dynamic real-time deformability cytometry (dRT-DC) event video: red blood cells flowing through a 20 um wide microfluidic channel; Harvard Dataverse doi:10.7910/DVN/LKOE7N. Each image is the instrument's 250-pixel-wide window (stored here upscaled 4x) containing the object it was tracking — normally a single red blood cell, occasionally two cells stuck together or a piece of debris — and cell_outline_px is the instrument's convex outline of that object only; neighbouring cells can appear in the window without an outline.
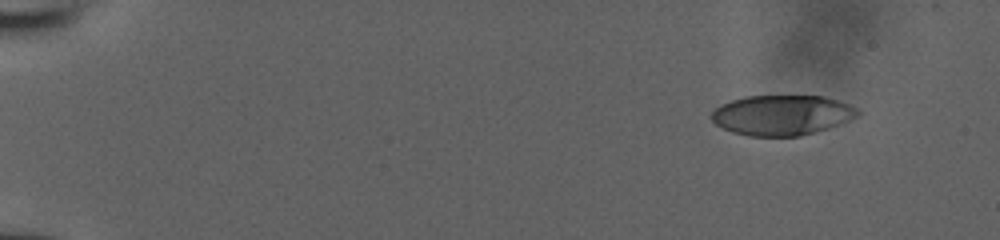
{"species": "human", "species_latin": "Homo sapiens", "temperature_condition": "room temperature", "stored_images_in_passage": 48, "camera_frame_rate_fps": 3000, "um_per_image_px": 0.085, "donor": {"sex": "male"}, "frame": {"image": 1, "passage_image": 1, "time_ms": 0.0, "image_size_px": [1000, 240], "cell_outline_px": [[860, 112], [856, 116], [840, 124], [828, 128], [800, 136], [748, 136], [732, 132], [716, 124], [712, 120], [712, 112], [720, 104], [744, 96], [824, 96], [848, 104], [856, 108]], "centroid_in_image_um": [66.44, 9.78], "position_along_channel_um": 18.6, "area_um2": 33.99}}
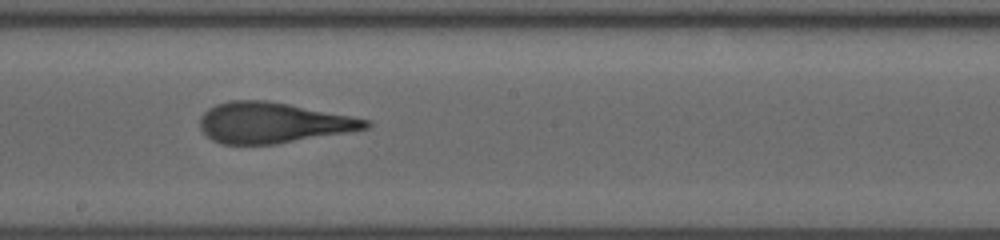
{"frame": {"image": 2, "passage_image": 27, "time_ms": 8.667, "image_size_px": [1000, 240], "cell_outline_px": [[372, 124], [368, 128], [352, 132], [276, 144], [220, 144], [212, 140], [200, 128], [200, 116], [208, 108], [216, 104], [228, 100], [268, 100], [352, 116], [372, 120]], "centroid_in_image_um": [23.22, 10.43], "position_along_channel_um": 225.0, "area_um2": 39.59}}
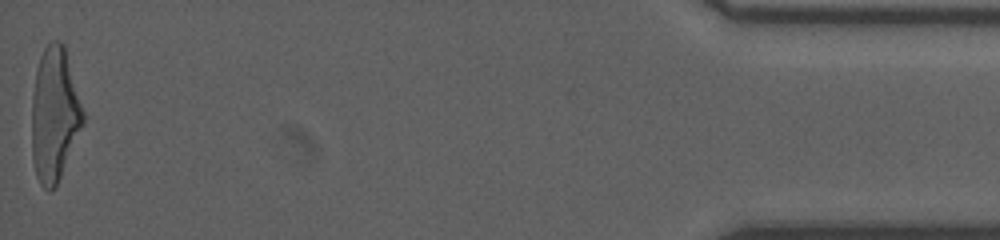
{"frame": {"image": 3, "passage_image": 48, "time_ms": 15.667, "image_size_px": [1000, 240], "cell_outline_px": [[84, 124], [60, 176], [56, 184], [48, 192], [40, 184], [36, 176], [32, 160], [32, 96], [36, 68], [40, 56], [44, 48], [52, 40], [60, 40], [64, 44], [84, 112]], "centroid_in_image_um": [4.62, 9.71], "position_along_channel_um": 430.6, "area_um2": 40.0}}